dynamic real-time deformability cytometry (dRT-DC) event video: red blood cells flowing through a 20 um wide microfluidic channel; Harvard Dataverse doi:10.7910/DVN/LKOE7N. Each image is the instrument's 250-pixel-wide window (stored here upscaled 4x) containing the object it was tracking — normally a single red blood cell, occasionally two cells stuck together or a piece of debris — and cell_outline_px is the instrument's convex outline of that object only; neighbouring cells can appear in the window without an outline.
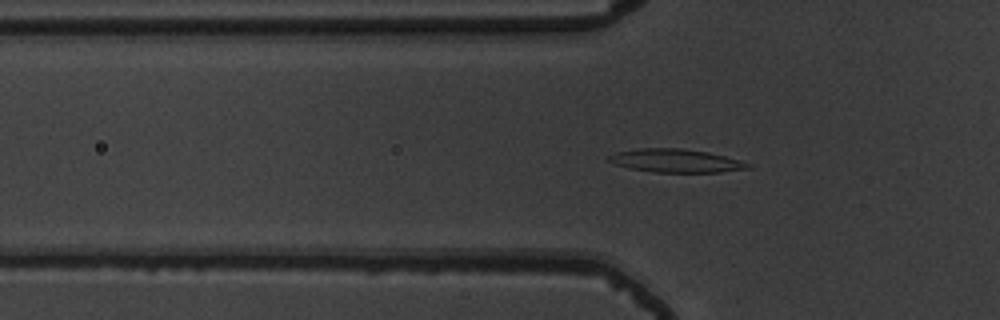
{"species": "common noctule bat (a hibernating species)", "species_latin": "Nyctalus noctula", "temperature_condition": "warm", "stored_images_in_passage": 48, "camera_frame_rate_fps": 3000, "um_per_image_px": 0.085, "animal": {"sex": "male", "body_mass_g": 19.5, "forearm_length_mm": 54.6}, "frame": {"image": 1, "passage_image": 12, "time_ms": 3.667, "image_size_px": [1000, 320], "cell_outline_px": [[752, 168], [720, 172], [652, 172], [628, 168], [616, 164], [608, 160], [608, 156], [616, 152], [640, 148], [680, 148], [708, 152], [740, 160], [752, 164]], "centroid_in_image_um": [57.47, 13.66], "position_along_channel_um": 68.3, "area_um2": 18.9}}
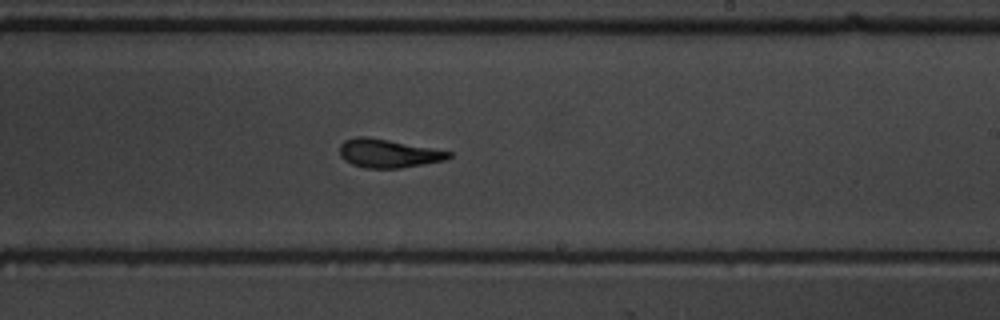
{"frame": {"image": 2, "passage_image": 27, "time_ms": 8.667, "image_size_px": [1000, 320], "cell_outline_px": [[452, 156], [444, 160], [400, 168], [364, 168], [352, 164], [344, 160], [340, 156], [340, 144], [344, 140], [356, 136], [368, 136], [452, 152]], "centroid_in_image_um": [32.95, 13.03], "position_along_channel_um": 256.1, "area_um2": 18.03}}
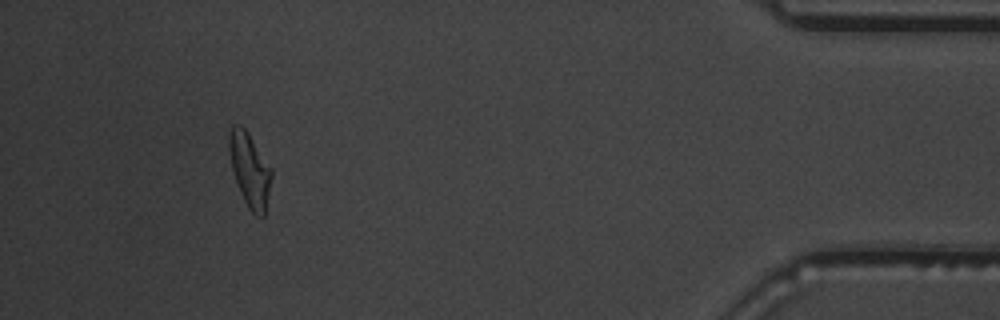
{"frame": {"image": 3, "passage_image": 44, "time_ms": 14.333, "image_size_px": [1000, 320], "cell_outline_px": [[272, 176], [264, 216], [256, 216], [248, 208], [244, 200], [236, 180], [232, 168], [228, 148], [228, 140], [232, 124], [240, 124], [248, 132], [272, 168]], "centroid_in_image_um": [21.23, 14.41], "position_along_channel_um": 414.0, "area_um2": 18.15}, "authors_computed_cell_mechanics": {"area_um2": 18.0914, "velocity_mm_per_s": 3.7807, "shape_relaxation_time_tau1_ms": 6.1963, "shape_relaxation_time_tau2_ms": 2.0423, "deformation_change_tau1": 0.2099, "deformation_change_tau2": 0.1067}}